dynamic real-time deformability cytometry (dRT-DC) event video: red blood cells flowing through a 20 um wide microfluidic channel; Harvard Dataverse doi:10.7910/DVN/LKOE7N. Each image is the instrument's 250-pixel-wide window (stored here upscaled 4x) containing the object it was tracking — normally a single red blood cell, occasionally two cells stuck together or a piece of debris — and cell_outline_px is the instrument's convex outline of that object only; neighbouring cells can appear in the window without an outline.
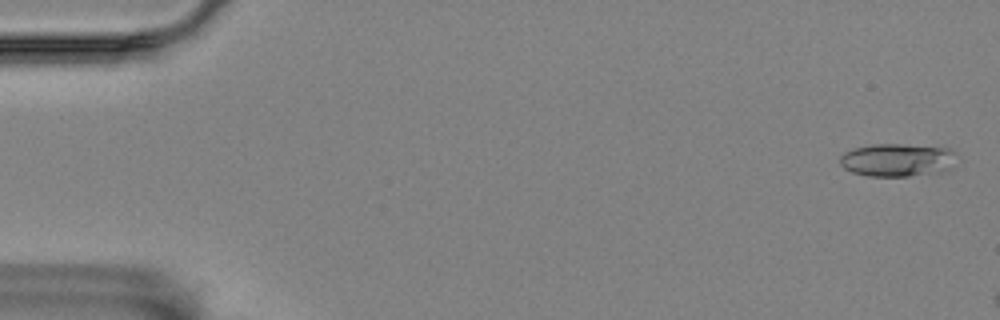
{"species": "Egyptian fruit bat (a non-hibernating species)", "species_latin": "Rousettus aegyptiacus", "temperature_condition": "room temperature", "stored_images_in_passage": 9, "camera_frame_rate_fps": 3000, "um_per_image_px": 0.085, "animal": {"sex": "female"}, "frame": {"image": 1, "passage_image": 2, "time_ms": 0.333, "image_size_px": [1000, 320], "cell_outline_px": [[960, 156], [952, 168], [944, 172], [908, 176], [868, 176], [852, 172], [844, 168], [840, 164], [840, 156], [844, 152], [852, 148], [872, 144], [900, 144], [952, 148]], "centroid_in_image_um": [76.35, 13.59], "position_along_channel_um": 8.6, "area_um2": 23.06}}